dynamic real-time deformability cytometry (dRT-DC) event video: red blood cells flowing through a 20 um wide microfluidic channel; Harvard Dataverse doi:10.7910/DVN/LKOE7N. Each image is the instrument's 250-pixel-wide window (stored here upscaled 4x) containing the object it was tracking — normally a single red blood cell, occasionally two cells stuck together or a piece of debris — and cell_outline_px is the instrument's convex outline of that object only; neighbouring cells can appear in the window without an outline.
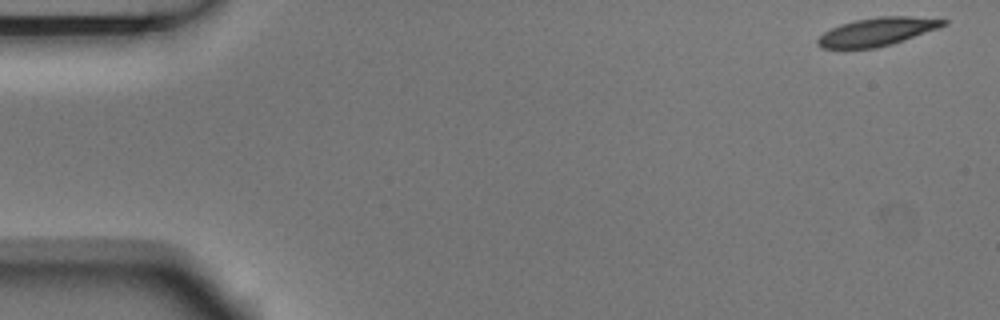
{"species": "Egyptian fruit bat (a non-hibernating species)", "species_latin": "Rousettus aegyptiacus", "temperature_condition": "room temperature", "stored_images_in_passage": 8, "camera_frame_rate_fps": 3000, "um_per_image_px": 0.085, "animal": {"sex": "male"}, "frame": {"image": 1, "passage_image": 1, "time_ms": 0.0, "image_size_px": [1000, 320], "cell_outline_px": [[948, 24], [904, 40], [892, 44], [876, 48], [820, 48], [816, 44], [816, 40], [824, 32], [840, 24], [856, 20], [880, 16], [908, 16], [948, 20]], "centroid_in_image_um": [74.53, 2.7], "position_along_channel_um": 10.5, "area_um2": 20.46}}
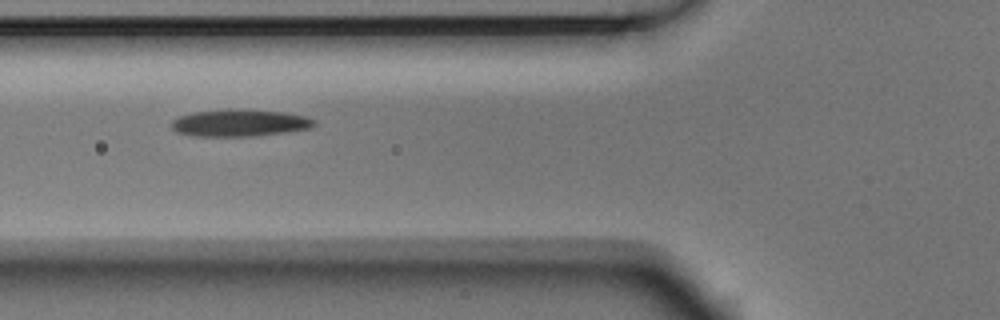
{"frame": {"image": 2, "passage_image": 6, "time_ms": 1.667, "image_size_px": [1000, 320], "cell_outline_px": [[316, 124], [312, 128], [288, 132], [256, 136], [192, 136], [176, 132], [172, 128], [172, 120], [180, 116], [192, 112], [228, 108], [236, 108], [284, 112], [308, 116], [316, 120]], "centroid_in_image_um": [20.41, 10.44], "position_along_channel_um": 105.4, "area_um2": 23.0}}
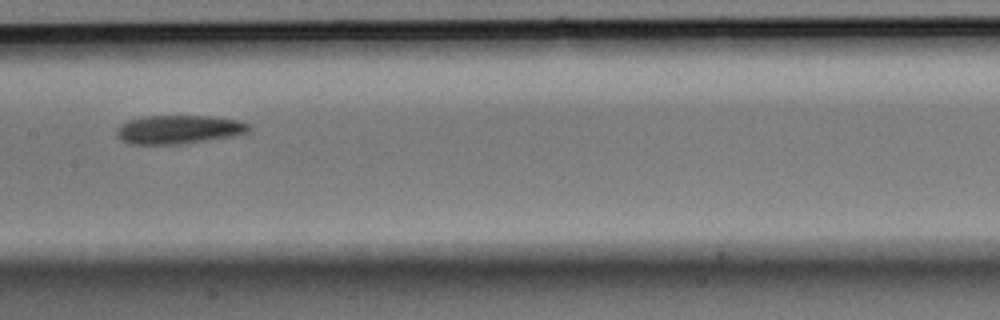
{"frame": {"image": 3, "passage_image": 8, "time_ms": 2.333, "image_size_px": [1000, 320], "cell_outline_px": [[248, 132], [232, 136], [208, 140], [176, 144], [128, 144], [120, 140], [116, 132], [120, 124], [128, 120], [144, 116], [212, 116], [236, 120], [248, 124]], "centroid_in_image_um": [15.13, 11.0], "position_along_channel_um": 192.3, "area_um2": 21.91}}